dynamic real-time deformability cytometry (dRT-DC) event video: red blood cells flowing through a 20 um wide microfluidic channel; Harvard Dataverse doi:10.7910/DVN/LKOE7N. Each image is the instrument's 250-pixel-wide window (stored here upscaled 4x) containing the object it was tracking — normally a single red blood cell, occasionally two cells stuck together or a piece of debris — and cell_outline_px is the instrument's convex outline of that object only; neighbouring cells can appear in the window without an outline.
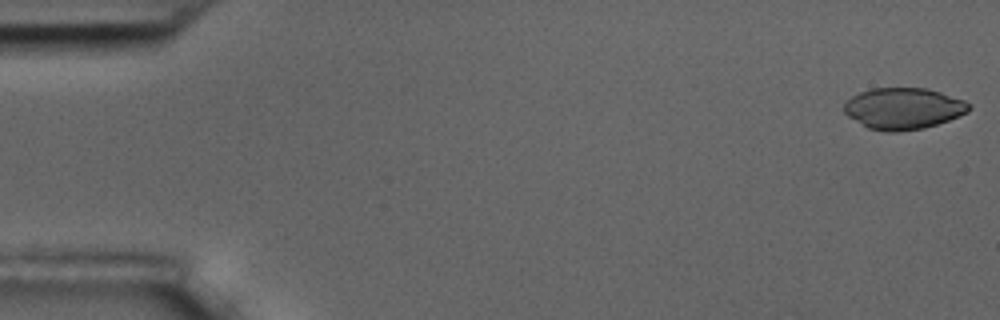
{"species": "common noctule bat (a hibernating species)", "species_latin": "Nyctalus noctula", "temperature_condition": "room temperature", "stored_images_in_passage": 55, "camera_frame_rate_fps": 3000, "um_per_image_px": 0.085, "animal": {"sex": "male", "body_mass_g": 17.5, "forearm_length_mm": 52.3}, "frame": {"image": 1, "passage_image": 1, "time_ms": 0.0, "image_size_px": [1000, 320], "cell_outline_px": [[972, 108], [968, 112], [948, 120], [924, 128], [896, 132], [884, 132], [868, 128], [848, 116], [844, 112], [844, 104], [852, 96], [860, 92], [872, 88], [928, 88], [964, 100], [972, 104]], "centroid_in_image_um": [76.8, 9.22], "position_along_channel_um": 8.2, "area_um2": 30.17}}
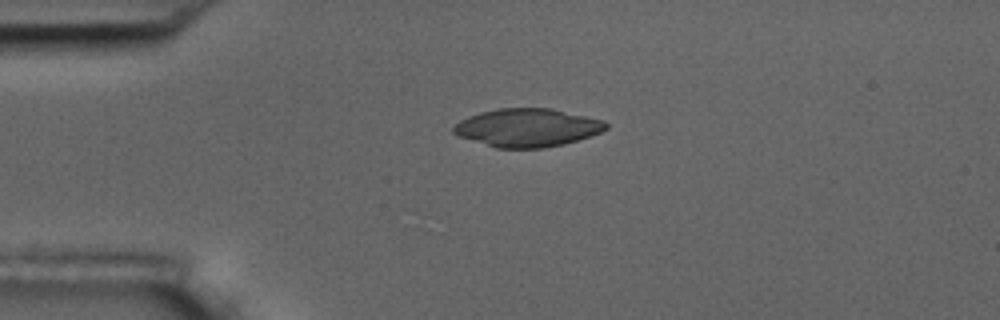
{"frame": {"image": 2, "passage_image": 13, "time_ms": 4.0, "image_size_px": [1000, 320], "cell_outline_px": [[608, 128], [600, 132], [564, 144], [544, 148], [496, 148], [456, 136], [452, 132], [452, 128], [460, 120], [468, 116], [480, 112], [496, 108], [552, 108], [604, 120], [608, 124]], "centroid_in_image_um": [44.79, 10.85], "position_along_channel_um": 40.2, "area_um2": 34.1}}